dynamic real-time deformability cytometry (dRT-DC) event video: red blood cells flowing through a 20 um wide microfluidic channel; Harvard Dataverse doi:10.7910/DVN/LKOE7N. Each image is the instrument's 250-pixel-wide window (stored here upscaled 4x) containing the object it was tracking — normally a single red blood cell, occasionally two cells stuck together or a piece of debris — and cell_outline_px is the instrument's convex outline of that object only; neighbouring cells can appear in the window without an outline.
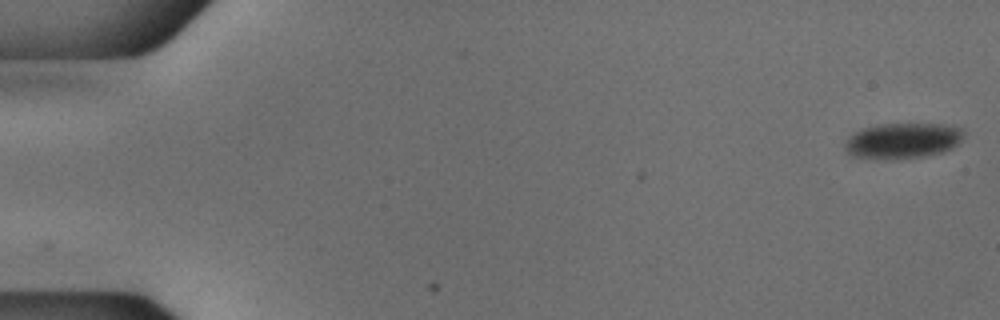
{"species": "common noctule bat (a hibernating species)", "species_latin": "Nyctalus noctula", "temperature_condition": "cold", "stored_images_in_passage": 19, "camera_frame_rate_fps": 3000, "um_per_image_px": 0.085, "animal": {"sex": "male", "body_mass_g": 18.8}, "frame": {"image": 1, "passage_image": 1, "time_ms": 0.0, "image_size_px": [1000, 320], "cell_outline_px": [[964, 136], [952, 148], [944, 152], [924, 156], [884, 160], [852, 156], [844, 148], [844, 140], [852, 132], [864, 128], [880, 124], [952, 124], [964, 128]], "centroid_in_image_um": [76.72, 11.95], "position_along_channel_um": 8.3, "area_um2": 25.09}}
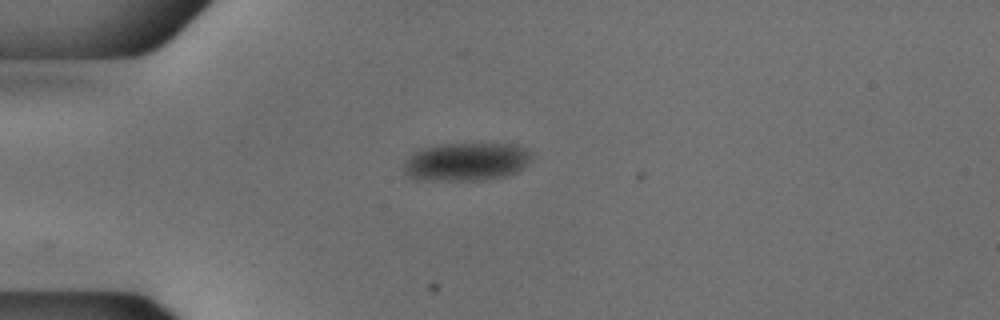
{"frame": {"image": 2, "passage_image": 14, "time_ms": 4.333, "image_size_px": [1000, 320], "cell_outline_px": [[532, 156], [516, 172], [504, 176], [484, 180], [416, 180], [408, 176], [404, 172], [404, 160], [412, 152], [424, 148], [444, 144], [516, 144], [528, 148], [532, 152]], "centroid_in_image_um": [39.6, 13.75], "position_along_channel_um": 45.4, "area_um2": 28.5}}
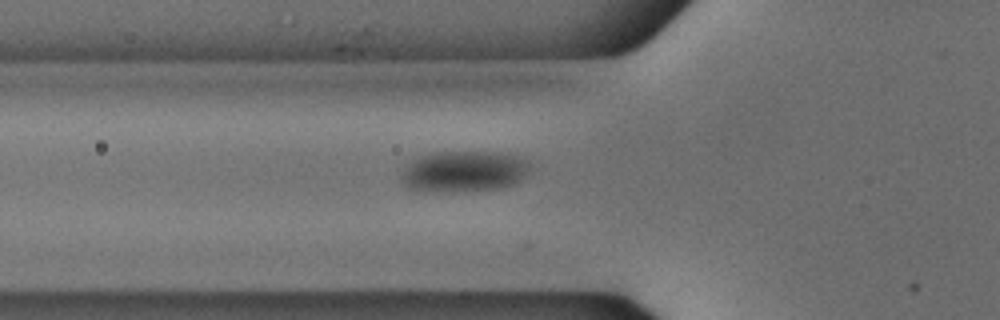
{"frame": {"image": 3, "passage_image": 19, "time_ms": 6.0, "image_size_px": [1000, 320], "cell_outline_px": [[532, 164], [524, 176], [516, 184], [500, 188], [456, 192], [416, 192], [404, 184], [404, 172], [416, 160], [432, 152], [508, 152], [528, 160]], "centroid_in_image_um": [39.54, 14.59], "position_along_channel_um": 86.3, "area_um2": 30.81}}